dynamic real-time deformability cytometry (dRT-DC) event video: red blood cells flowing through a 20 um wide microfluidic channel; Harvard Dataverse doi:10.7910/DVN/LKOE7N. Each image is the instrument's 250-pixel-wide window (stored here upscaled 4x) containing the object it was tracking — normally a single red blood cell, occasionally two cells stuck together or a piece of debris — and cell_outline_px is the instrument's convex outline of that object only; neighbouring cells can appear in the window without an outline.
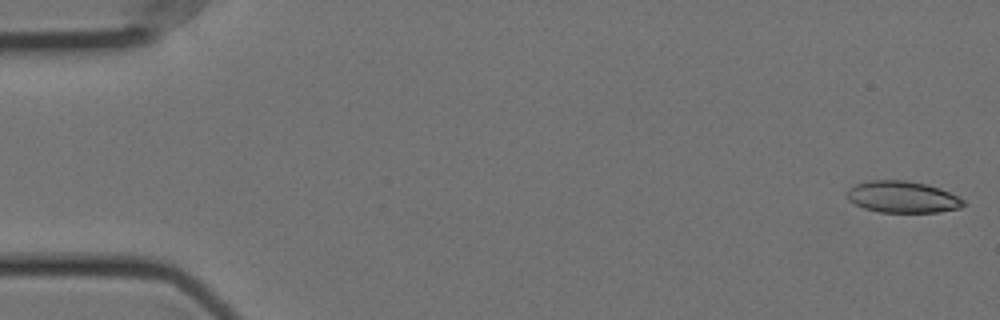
{"species": "Egyptian fruit bat (a non-hibernating species)", "species_latin": "Rousettus aegyptiacus", "temperature_condition": "cold", "stored_images_in_passage": 56, "camera_frame_rate_fps": 3000, "um_per_image_px": 0.085, "animal": {"sex": "female"}, "frame": {"image": 1, "passage_image": 1, "time_ms": 0.0, "image_size_px": [1000, 320], "cell_outline_px": [[964, 204], [960, 208], [940, 212], [880, 212], [864, 208], [848, 200], [844, 192], [848, 188], [856, 184], [872, 180], [904, 180], [924, 184], [940, 188], [964, 200]], "centroid_in_image_um": [76.67, 16.74], "position_along_channel_um": 8.3, "area_um2": 21.39}}
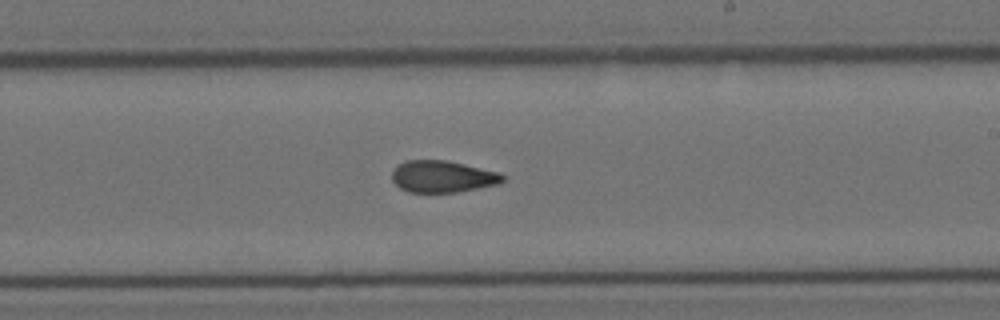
{"frame": {"image": 2, "passage_image": 33, "time_ms": 10.667, "image_size_px": [1000, 320], "cell_outline_px": [[504, 180], [500, 184], [456, 192], [408, 192], [400, 188], [392, 180], [392, 168], [404, 160], [448, 160], [496, 172], [504, 176]], "centroid_in_image_um": [37.57, 15.0], "position_along_channel_um": 251.4, "area_um2": 20.52}}
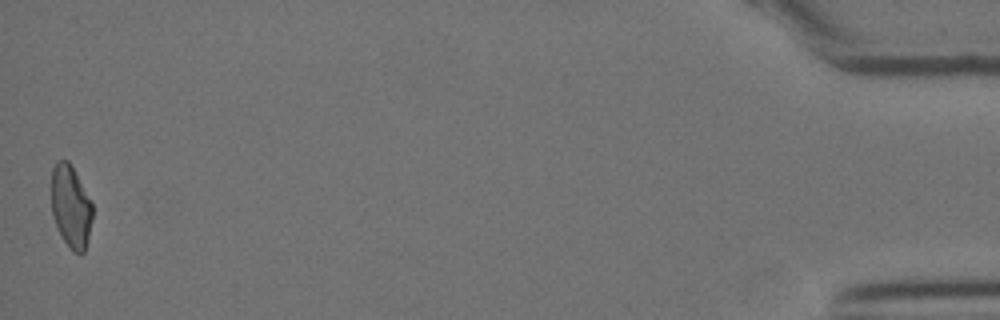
{"frame": {"image": 3, "passage_image": 56, "time_ms": 18.333, "image_size_px": [1000, 320], "cell_outline_px": [[92, 216], [88, 236], [84, 252], [72, 252], [64, 240], [56, 224], [52, 212], [52, 168], [56, 160], [68, 160], [92, 204]], "centroid_in_image_um": [6.0, 17.54], "position_along_channel_um": 429.2, "area_um2": 19.19}, "authors_computed_cell_mechanics": {"area_um2": 21.3282, "velocity_mm_per_s": 3.5579, "shape_relaxation_time_tau1_ms": null, "shape_relaxation_time_tau2_ms": 2.6089, "deformation_change_tau1": null, "deformation_change_tau2": 0.0993}}